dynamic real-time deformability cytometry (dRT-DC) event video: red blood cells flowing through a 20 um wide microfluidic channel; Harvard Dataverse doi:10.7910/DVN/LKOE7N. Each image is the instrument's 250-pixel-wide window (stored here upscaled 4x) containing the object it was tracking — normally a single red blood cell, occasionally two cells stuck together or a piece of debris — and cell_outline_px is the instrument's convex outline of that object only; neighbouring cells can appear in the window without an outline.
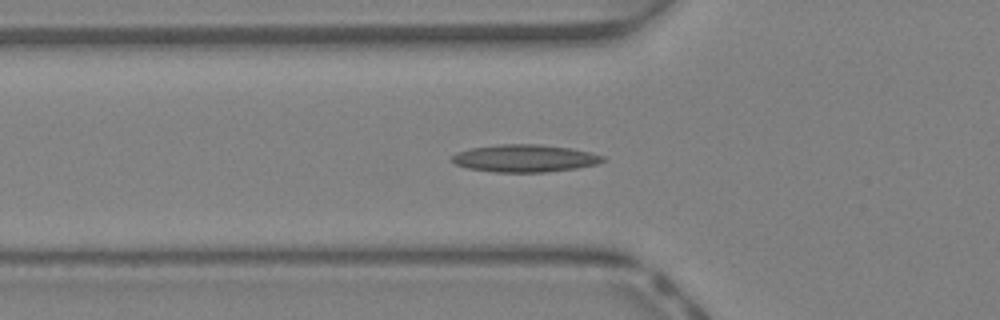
{"species": "Egyptian fruit bat (a non-hibernating species)", "species_latin": "Rousettus aegyptiacus", "temperature_condition": "warm", "stored_images_in_passage": 46, "segment_of_instrument_passage": [1, 2], "camera_frame_rate_fps": 3000, "um_per_image_px": 0.085, "animal": {"sex": "female"}, "frame": {"image": 1, "passage_image": 16, "time_ms": 5.0, "image_size_px": [1000, 320], "cell_outline_px": [[608, 160], [596, 164], [576, 168], [548, 172], [492, 172], [468, 168], [456, 164], [448, 160], [448, 156], [456, 152], [472, 148], [500, 144], [540, 144], [568, 148], [592, 152], [604, 156]], "centroid_in_image_um": [44.58, 13.46], "position_along_channel_um": 81.2, "area_um2": 24.39}}
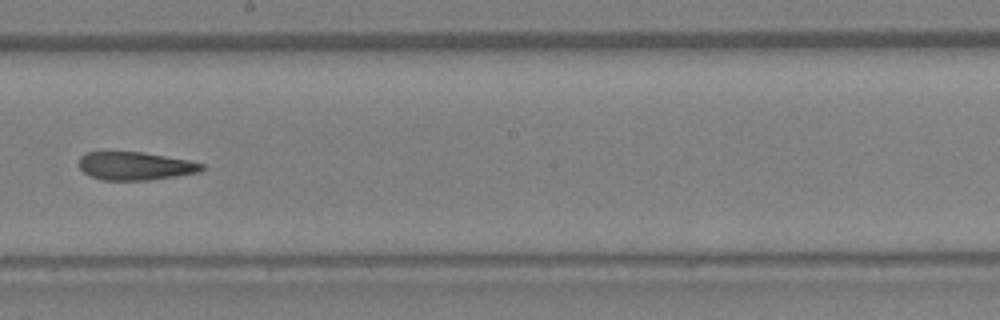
{"frame": {"image": 2, "passage_image": 26, "time_ms": 8.333, "image_size_px": [1000, 320], "cell_outline_px": [[204, 168], [200, 172], [148, 180], [100, 180], [88, 176], [80, 168], [80, 156], [88, 152], [140, 152], [188, 160], [204, 164]], "centroid_in_image_um": [11.47, 14.12], "position_along_channel_um": 236.7, "area_um2": 20.0}}
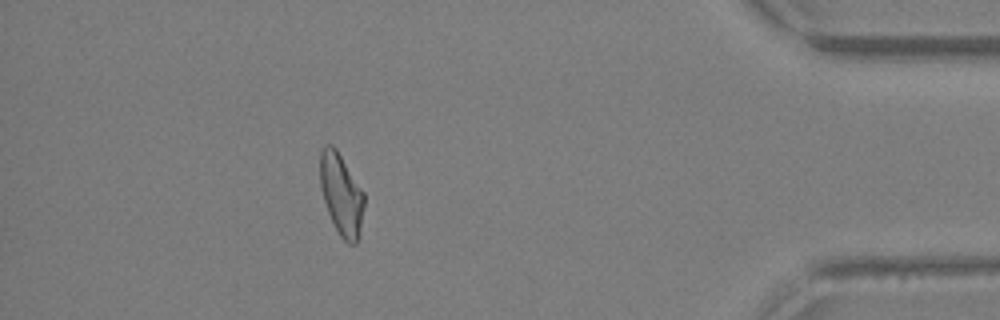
{"frame": {"image": 3, "passage_image": 40, "time_ms": 13.0, "image_size_px": [1000, 320], "cell_outline_px": [[364, 204], [356, 244], [348, 244], [340, 236], [328, 212], [324, 200], [320, 184], [320, 148], [324, 144], [332, 144], [336, 148], [364, 192]], "centroid_in_image_um": [28.99, 16.46], "position_along_channel_um": 406.2, "area_um2": 20.69}}